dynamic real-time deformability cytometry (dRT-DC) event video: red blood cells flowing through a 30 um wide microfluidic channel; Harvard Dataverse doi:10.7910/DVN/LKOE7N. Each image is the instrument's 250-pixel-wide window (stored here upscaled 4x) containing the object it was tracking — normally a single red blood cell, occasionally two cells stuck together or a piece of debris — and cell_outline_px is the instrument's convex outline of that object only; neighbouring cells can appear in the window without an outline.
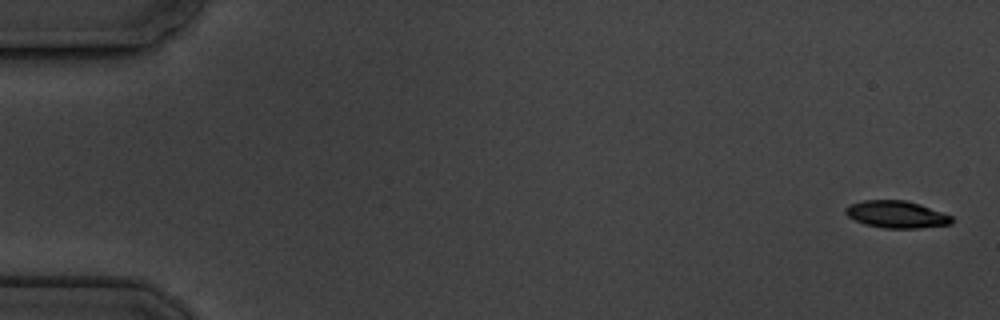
{"species": "common noctule bat (a hibernating species)", "species_latin": "Nyctalus noctula", "temperature_condition": "cold", "stored_images_in_passage": 6, "segment_of_instrument_passage": [1, 2], "camera_frame_rate_fps": 3000, "um_per_image_px": 0.085, "animal": {"sex": "male", "body_mass_g": 19.5, "forearm_length_mm": 54.6}, "frame": {"image": 1, "passage_image": 1, "time_ms": 0.0, "image_size_px": [1000, 320], "cell_outline_px": [[952, 224], [920, 228], [884, 228], [864, 224], [848, 216], [844, 212], [844, 208], [848, 204], [864, 200], [904, 200], [920, 204], [952, 216]], "centroid_in_image_um": [76.17, 18.22], "position_along_channel_um": 8.8, "area_um2": 16.82}}